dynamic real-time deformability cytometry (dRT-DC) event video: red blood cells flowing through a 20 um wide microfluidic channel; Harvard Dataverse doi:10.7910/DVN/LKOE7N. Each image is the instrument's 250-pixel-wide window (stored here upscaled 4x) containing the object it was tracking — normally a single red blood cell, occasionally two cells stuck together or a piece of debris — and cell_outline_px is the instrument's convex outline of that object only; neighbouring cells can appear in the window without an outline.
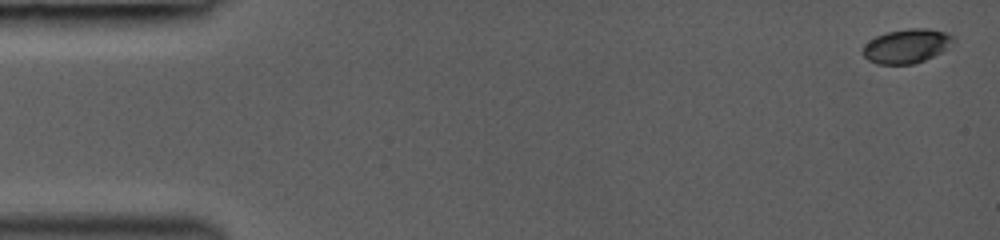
{"species": "common noctule bat (a hibernating species)", "species_latin": "Nyctalus noctula", "temperature_condition": "room temperature", "stored_images_in_passage": 40, "camera_frame_rate_fps": 3000, "um_per_image_px": 0.085, "animal": {"sex": "female", "body_mass_g": 19.0, "forearm_length_mm": 53.3}, "frame": {"image": 1, "passage_image": 1, "time_ms": 0.0, "image_size_px": [1000, 240], "cell_outline_px": [[956, 40], [948, 48], [924, 60], [912, 64], [876, 64], [868, 60], [864, 56], [864, 44], [876, 36], [888, 32], [908, 28], [928, 28], [944, 32], [952, 36]], "centroid_in_image_um": [77.07, 3.91], "position_along_channel_um": 7.9, "area_um2": 17.86}}
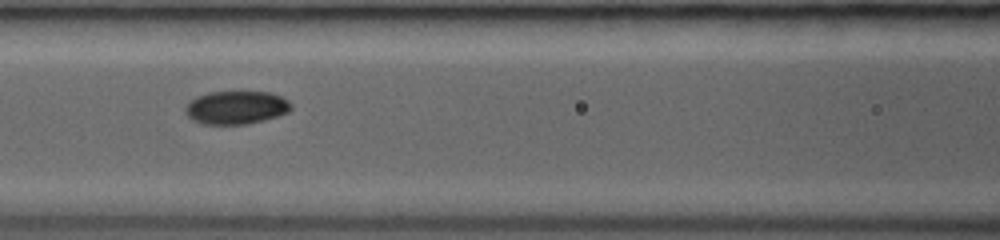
{"frame": {"image": 2, "passage_image": 17, "time_ms": 6.667, "image_size_px": [1000, 240], "cell_outline_px": [[292, 108], [288, 112], [264, 120], [248, 124], [204, 124], [192, 120], [184, 112], [184, 108], [196, 96], [208, 92], [268, 92], [280, 96], [288, 100], [292, 104]], "centroid_in_image_um": [20.07, 9.14], "position_along_channel_um": 146.5, "area_um2": 20.46}}
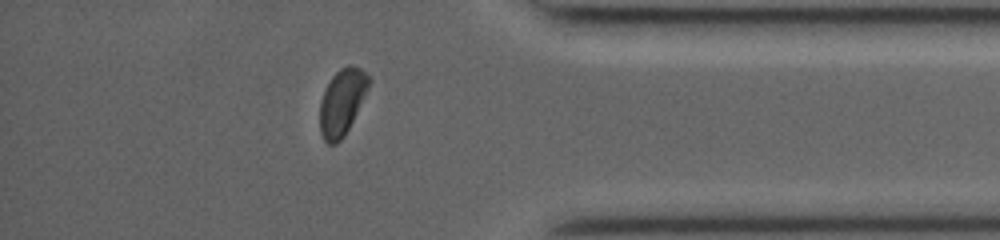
{"frame": {"image": 3, "passage_image": 35, "time_ms": 13.0, "image_size_px": [1000, 240], "cell_outline_px": [[372, 80], [344, 136], [336, 144], [328, 144], [324, 140], [320, 132], [320, 100], [332, 76], [340, 68], [348, 64], [352, 64], [360, 68]], "centroid_in_image_um": [29.06, 8.65], "position_along_channel_um": 406.1, "area_um2": 18.61}, "authors_computed_cell_mechanics": {"area_um2": 19.5364, "velocity_mm_per_s": 4.251, "shape_relaxation_time_tau1_ms": 1.6068, "shape_relaxation_time_tau2_ms": 9.0128, "deformation_change_tau1": 0.1016, "deformation_change_tau2": 0.0845}}